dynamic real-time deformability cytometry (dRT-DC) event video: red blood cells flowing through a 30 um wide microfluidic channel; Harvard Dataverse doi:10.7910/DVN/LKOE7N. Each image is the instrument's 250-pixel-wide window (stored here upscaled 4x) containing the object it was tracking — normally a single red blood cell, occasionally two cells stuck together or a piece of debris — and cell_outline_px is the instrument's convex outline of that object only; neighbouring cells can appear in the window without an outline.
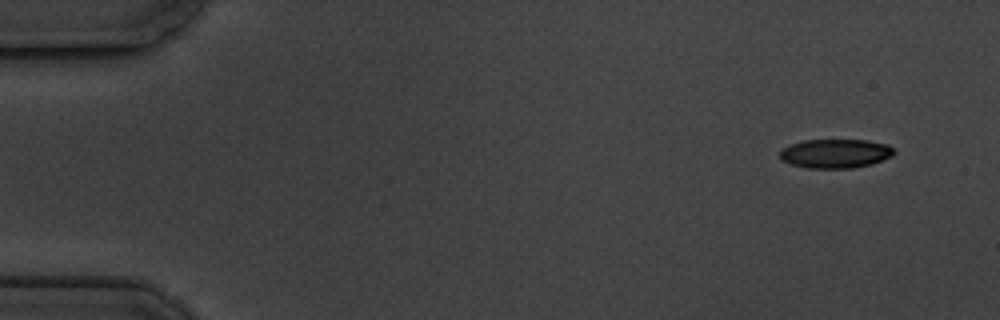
{"species": "common noctule bat (a hibernating species)", "species_latin": "Nyctalus noctula", "temperature_condition": "cold", "stored_images_in_passage": 7, "camera_frame_rate_fps": 3000, "um_per_image_px": 0.085, "animal": {"sex": "male", "body_mass_g": 19.5, "forearm_length_mm": 54.6}, "frame": {"image": 1, "passage_image": 1, "time_ms": 0.0, "image_size_px": [1000, 320], "cell_outline_px": [[896, 152], [892, 156], [872, 164], [852, 168], [808, 168], [788, 164], [780, 160], [780, 152], [788, 144], [804, 140], [868, 140], [888, 144]], "centroid_in_image_um": [70.99, 13.05], "position_along_channel_um": 14.0, "area_um2": 19.54}}
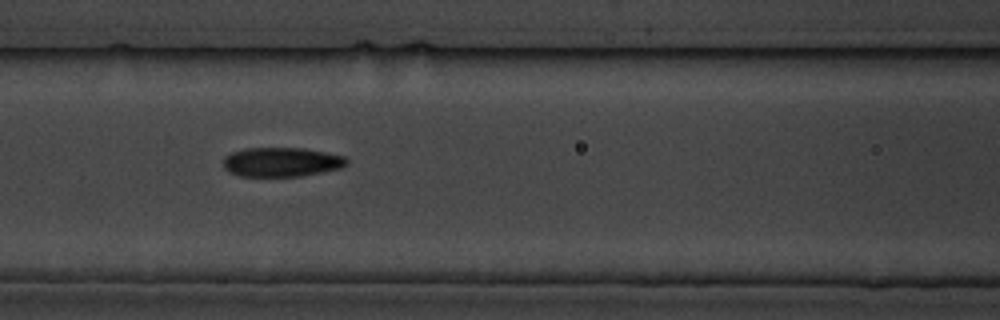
{"frame": {"image": 2, "passage_image": 6, "time_ms": 7.0, "image_size_px": [1000, 320], "cell_outline_px": [[348, 164], [340, 168], [324, 172], [300, 176], [240, 176], [228, 172], [224, 168], [224, 156], [232, 152], [244, 148], [300, 148], [324, 152], [344, 156], [348, 160]], "centroid_in_image_um": [23.91, 13.77], "position_along_channel_um": 142.7, "area_um2": 21.1}}
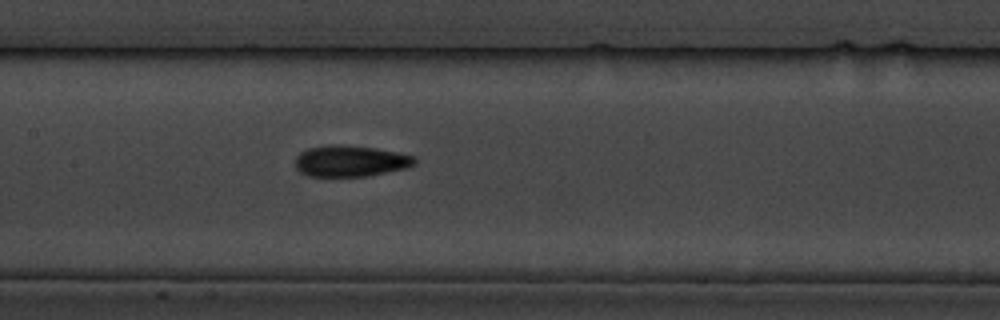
{"frame": {"image": 3, "passage_image": 7, "time_ms": 8.0, "image_size_px": [1000, 320], "cell_outline_px": [[416, 164], [408, 168], [364, 176], [308, 176], [300, 172], [296, 168], [296, 156], [300, 152], [308, 148], [328, 144], [344, 144], [376, 148], [400, 152], [412, 156], [416, 160]], "centroid_in_image_um": [29.78, 13.67], "position_along_channel_um": 177.6, "area_um2": 21.91}}